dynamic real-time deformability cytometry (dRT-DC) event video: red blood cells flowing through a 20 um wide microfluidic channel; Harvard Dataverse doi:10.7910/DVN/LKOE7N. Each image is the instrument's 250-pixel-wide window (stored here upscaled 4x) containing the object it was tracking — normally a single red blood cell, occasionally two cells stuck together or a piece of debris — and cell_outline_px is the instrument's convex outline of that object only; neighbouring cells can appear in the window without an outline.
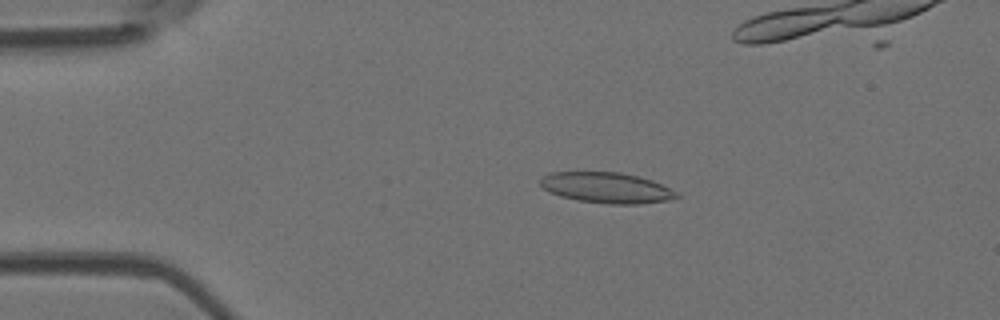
{"species": "Egyptian fruit bat (a non-hibernating species)", "species_latin": "Rousettus aegyptiacus", "temperature_condition": "room temperature", "stored_images_in_passage": 25, "camera_frame_rate_fps": 3000, "um_per_image_px": 0.085, "animal": {"sex": "female"}, "frame": {"image": 1, "passage_image": 11, "time_ms": 3.333, "image_size_px": [1000, 320], "cell_outline_px": [[680, 196], [668, 200], [640, 204], [608, 204], [580, 200], [560, 196], [548, 192], [540, 184], [540, 180], [544, 176], [552, 172], [620, 172], [652, 180], [680, 192]], "centroid_in_image_um": [51.59, 15.96], "position_along_channel_um": 33.4, "area_um2": 24.33}}
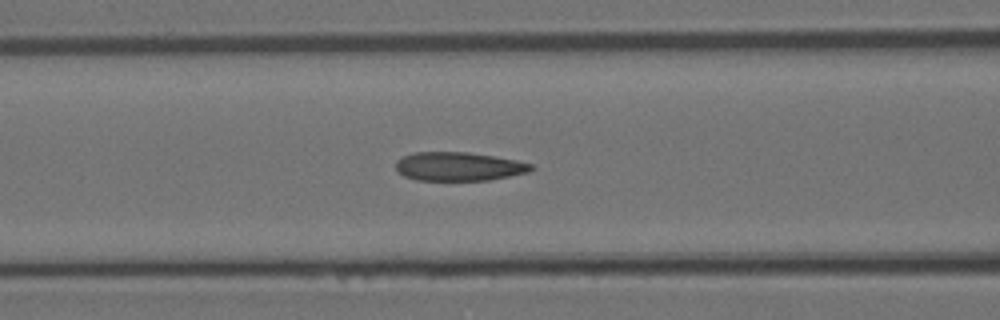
{"frame": {"image": 2, "passage_image": 22, "time_ms": 7.0, "image_size_px": [1000, 320], "cell_outline_px": [[536, 168], [528, 172], [488, 180], [416, 180], [404, 176], [396, 168], [396, 160], [404, 156], [416, 152], [468, 152], [516, 160], [532, 164]], "centroid_in_image_um": [38.99, 14.15], "position_along_channel_um": 127.6, "area_um2": 22.48}}
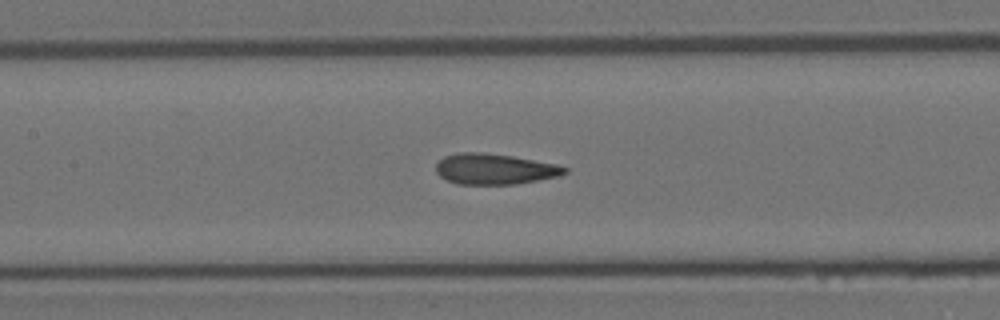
{"frame": {"image": 3, "passage_image": 25, "time_ms": 8.0, "image_size_px": [1000, 320], "cell_outline_px": [[568, 172], [560, 176], [516, 184], [456, 184], [440, 176], [436, 172], [436, 164], [444, 156], [460, 152], [484, 152], [512, 156], [556, 164], [568, 168]], "centroid_in_image_um": [42.05, 14.36], "position_along_channel_um": 165.4, "area_um2": 23.06}}